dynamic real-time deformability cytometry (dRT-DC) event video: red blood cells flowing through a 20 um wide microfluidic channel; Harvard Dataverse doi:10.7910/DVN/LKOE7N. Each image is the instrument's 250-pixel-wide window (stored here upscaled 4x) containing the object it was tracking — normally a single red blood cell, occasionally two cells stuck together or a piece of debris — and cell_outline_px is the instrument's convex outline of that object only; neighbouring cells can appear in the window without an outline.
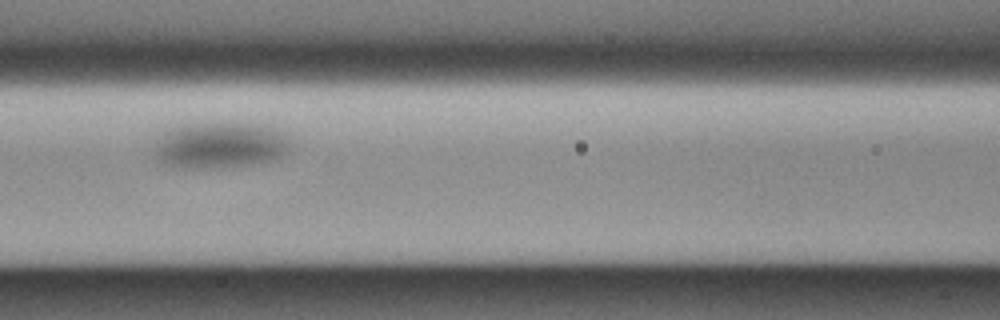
{"species": "Egyptian fruit bat (a non-hibernating species)", "species_latin": "Rousettus aegyptiacus", "temperature_condition": "cold", "stored_images_in_passage": 34, "camera_frame_rate_fps": 3000, "um_per_image_px": 0.085, "animal": {"sex": "male"}, "frame": {"image": 1, "passage_image": 10, "time_ms": 3.0, "image_size_px": [1000, 320], "cell_outline_px": [[288, 148], [276, 160], [232, 168], [180, 168], [168, 164], [160, 160], [156, 140], [168, 128], [176, 124], [232, 120], [264, 124], [280, 128], [288, 140]], "centroid_in_image_um": [18.76, 12.28], "position_along_channel_um": 147.8, "area_um2": 37.92}}
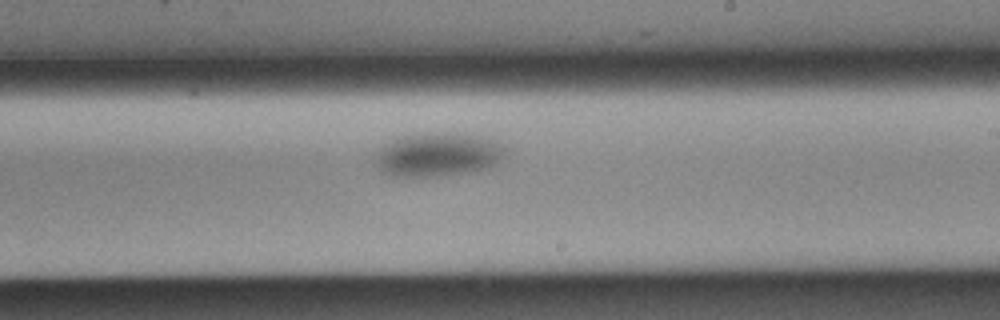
{"frame": {"image": 2, "passage_image": 19, "time_ms": 6.0, "image_size_px": [1000, 320], "cell_outline_px": [[504, 152], [492, 164], [468, 172], [436, 176], [392, 176], [380, 172], [376, 156], [380, 144], [392, 136], [412, 132], [452, 132], [484, 136], [496, 140], [504, 148]], "centroid_in_image_um": [37.08, 13.07], "position_along_channel_um": 251.9, "area_um2": 33.58}}
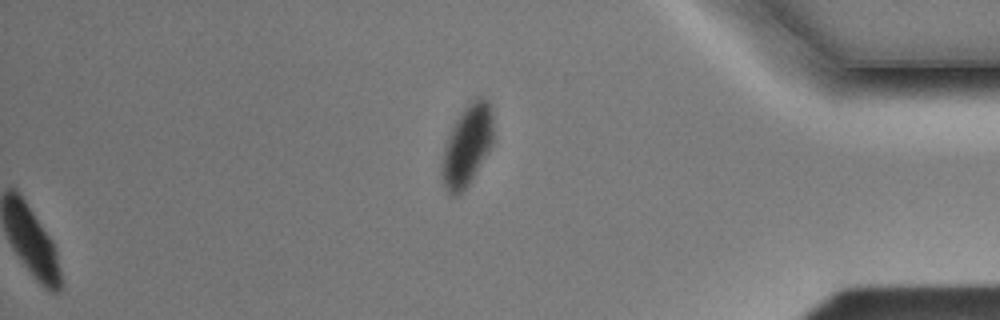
{"frame": {"image": 3, "passage_image": 34, "time_ms": 11.0, "image_size_px": [1000, 320], "cell_outline_px": [[492, 144], [468, 184], [456, 196], [452, 196], [444, 188], [440, 176], [440, 168], [444, 148], [448, 136], [456, 120], [464, 108], [476, 96], [484, 96], [488, 100], [492, 108]], "centroid_in_image_um": [39.68, 12.35], "position_along_channel_um": 395.5, "area_um2": 24.04}}